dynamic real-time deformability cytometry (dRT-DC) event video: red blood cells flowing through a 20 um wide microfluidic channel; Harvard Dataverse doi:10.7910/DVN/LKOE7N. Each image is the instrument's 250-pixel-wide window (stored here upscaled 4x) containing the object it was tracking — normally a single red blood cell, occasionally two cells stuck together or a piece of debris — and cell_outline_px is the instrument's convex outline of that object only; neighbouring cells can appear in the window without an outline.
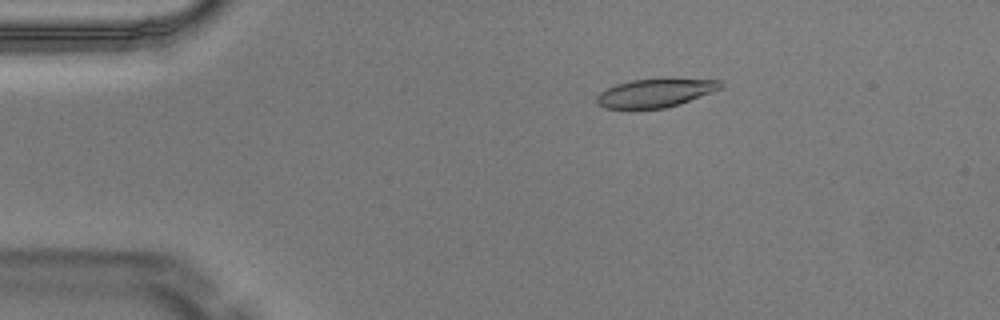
{"species": "Egyptian fruit bat (a non-hibernating species)", "species_latin": "Rousettus aegyptiacus", "temperature_condition": "warm", "stored_images_in_passage": 2, "camera_frame_rate_fps": 3000, "um_per_image_px": 0.085, "animal": {"sex": "male"}, "frame": {"image": 1, "passage_image": 1, "time_ms": 0.0, "image_size_px": [1000, 320], "cell_outline_px": [[724, 88], [680, 104], [664, 108], [604, 108], [596, 104], [596, 96], [600, 92], [616, 84], [632, 80], [672, 76], [720, 80], [724, 84]], "centroid_in_image_um": [55.79, 7.85], "position_along_channel_um": 29.2, "area_um2": 21.39}}